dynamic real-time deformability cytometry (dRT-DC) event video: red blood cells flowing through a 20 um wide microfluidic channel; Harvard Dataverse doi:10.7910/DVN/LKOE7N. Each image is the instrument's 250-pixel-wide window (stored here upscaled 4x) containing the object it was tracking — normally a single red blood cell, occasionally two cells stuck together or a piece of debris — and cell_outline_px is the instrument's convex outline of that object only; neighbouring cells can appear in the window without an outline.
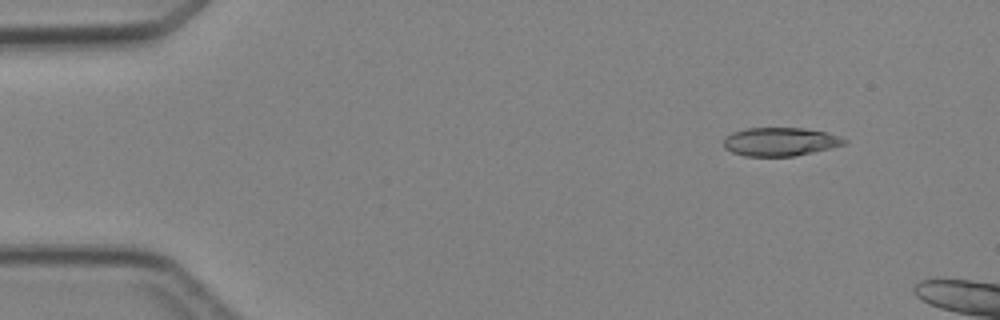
{"species": "Egyptian fruit bat (a non-hibernating species)", "species_latin": "Rousettus aegyptiacus", "temperature_condition": "cold", "stored_images_in_passage": 4, "camera_frame_rate_fps": 3000, "um_per_image_px": 0.085, "animal": {"sex": "female"}, "frame": {"image": 1, "passage_image": 1, "time_ms": 0.0, "image_size_px": [1000, 320], "cell_outline_px": [[848, 140], [844, 144], [812, 152], [792, 156], [744, 156], [732, 152], [724, 148], [724, 136], [732, 132], [748, 128], [804, 128], [824, 132]], "centroid_in_image_um": [66.24, 12.04], "position_along_channel_um": 18.8, "area_um2": 19.77}}